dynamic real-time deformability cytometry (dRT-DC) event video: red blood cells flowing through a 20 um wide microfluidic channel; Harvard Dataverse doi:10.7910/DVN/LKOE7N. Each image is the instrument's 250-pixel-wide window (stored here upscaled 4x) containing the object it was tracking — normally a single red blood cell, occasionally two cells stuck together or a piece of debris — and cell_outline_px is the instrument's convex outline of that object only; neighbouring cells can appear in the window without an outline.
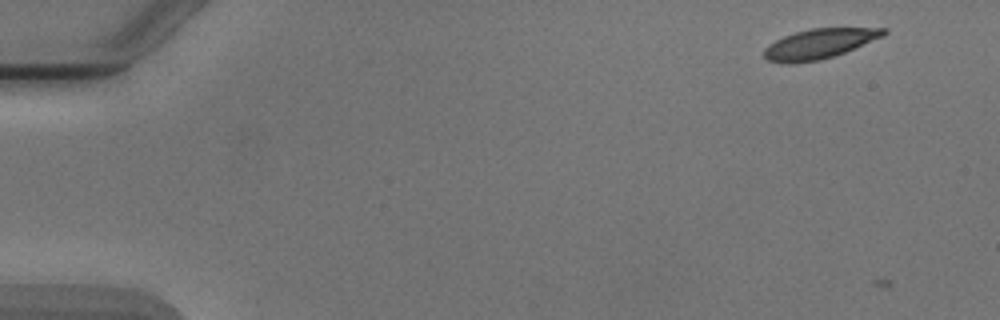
{"species": "Egyptian fruit bat (a non-hibernating species)", "species_latin": "Rousettus aegyptiacus", "temperature_condition": "cold", "stored_images_in_passage": 5, "camera_frame_rate_fps": 3000, "um_per_image_px": 0.085, "animal": {"sex": "male"}, "frame": {"image": 1, "passage_image": 1, "time_ms": 0.0, "image_size_px": [1000, 320], "cell_outline_px": [[888, 32], [884, 36], [844, 52], [820, 60], [796, 64], [780, 64], [768, 60], [764, 56], [764, 48], [768, 44], [784, 36], [796, 32], [812, 28], [888, 28]], "centroid_in_image_um": [69.61, 3.73], "position_along_channel_um": 15.4, "area_um2": 20.87}}